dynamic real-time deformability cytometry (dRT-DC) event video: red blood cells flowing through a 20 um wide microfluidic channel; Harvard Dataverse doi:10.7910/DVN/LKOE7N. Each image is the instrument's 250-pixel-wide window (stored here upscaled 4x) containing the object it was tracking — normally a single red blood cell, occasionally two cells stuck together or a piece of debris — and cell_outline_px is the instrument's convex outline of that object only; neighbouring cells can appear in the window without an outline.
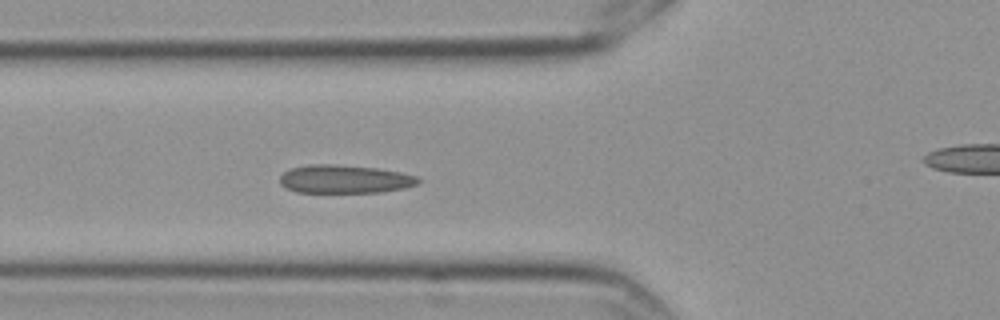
{"species": "Egyptian fruit bat (a non-hibernating species)", "species_latin": "Rousettus aegyptiacus", "temperature_condition": "cold", "stored_images_in_passage": 6, "segment_of_instrument_passage": [1, 2], "camera_frame_rate_fps": 3000, "um_per_image_px": 0.085, "frame": {"image": 1, "passage_image": 5, "time_ms": 1.333, "image_size_px": [1000, 320], "cell_outline_px": [[420, 180], [416, 184], [404, 188], [380, 192], [296, 192], [280, 184], [280, 176], [284, 172], [292, 168], [308, 164], [336, 164], [376, 168], [400, 172], [416, 176]], "centroid_in_image_um": [29.27, 15.22], "position_along_channel_um": 96.5, "area_um2": 22.66}}